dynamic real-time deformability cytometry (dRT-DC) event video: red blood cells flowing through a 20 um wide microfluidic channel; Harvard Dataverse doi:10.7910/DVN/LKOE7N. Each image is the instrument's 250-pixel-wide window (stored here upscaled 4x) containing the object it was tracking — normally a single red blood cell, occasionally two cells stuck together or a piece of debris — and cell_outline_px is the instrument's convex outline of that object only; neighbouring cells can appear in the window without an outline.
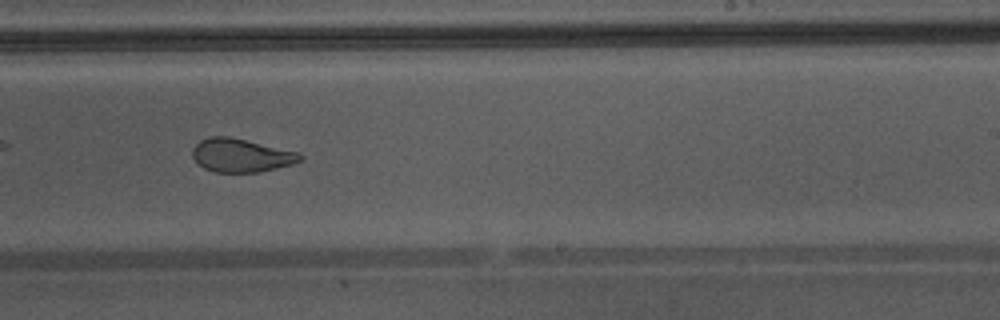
{"species": "Egyptian fruit bat (a non-hibernating species)", "species_latin": "Rousettus aegyptiacus", "temperature_condition": "warm", "stored_images_in_passage": 33, "camera_frame_rate_fps": 3000, "um_per_image_px": 0.085, "animal": {"sex": "male"}, "frame": {"image": 1, "passage_image": 15, "time_ms": 4.667, "image_size_px": [1000, 320], "cell_outline_px": [[304, 160], [292, 164], [260, 172], [216, 172], [204, 168], [192, 156], [192, 148], [200, 140], [212, 136], [228, 136], [300, 152], [304, 156]], "centroid_in_image_um": [20.53, 13.2], "position_along_channel_um": 268.5, "area_um2": 20.98}}
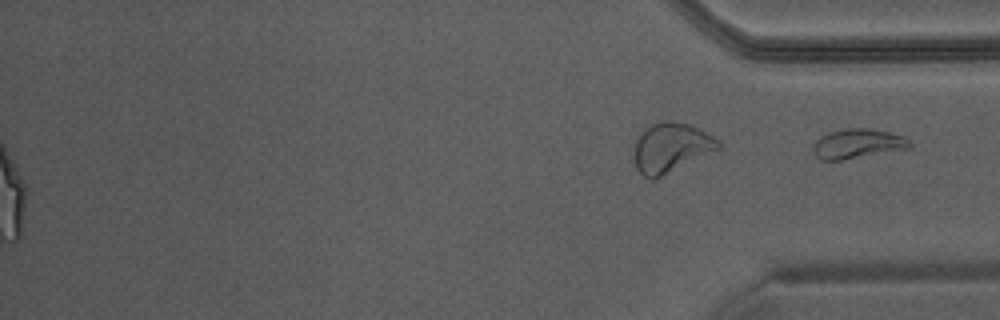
{"frame": {"image": 2, "passage_image": 33, "time_ms": 10.667, "image_size_px": [1000, 320], "cell_outline_px": [[912, 148], [840, 160], [820, 160], [812, 152], [812, 144], [820, 136], [828, 132], [844, 128], [868, 128], [888, 132], [900, 136], [908, 140], [912, 144]], "centroid_in_image_um": [72.84, 12.21], "position_along_channel_um": 362.4, "area_um2": 16.7}}